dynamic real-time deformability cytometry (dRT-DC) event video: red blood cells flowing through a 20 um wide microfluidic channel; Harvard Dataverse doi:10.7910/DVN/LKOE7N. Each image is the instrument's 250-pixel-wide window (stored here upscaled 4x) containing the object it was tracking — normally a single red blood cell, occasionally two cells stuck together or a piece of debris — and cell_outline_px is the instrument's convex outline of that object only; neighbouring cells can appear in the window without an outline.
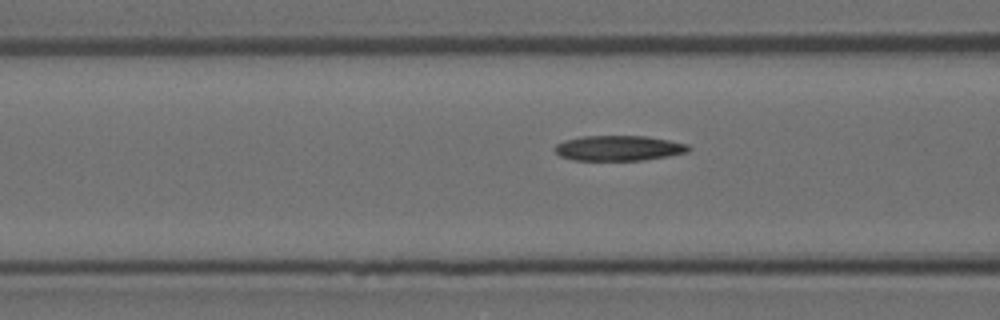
{"species": "Egyptian fruit bat (a non-hibernating species)", "species_latin": "Rousettus aegyptiacus", "temperature_condition": "room temperature", "stored_images_in_passage": 26, "camera_frame_rate_fps": 3000, "um_per_image_px": 0.085, "animal": {"sex": "female"}, "frame": {"image": 1, "passage_image": 4, "time_ms": 1.0, "image_size_px": [1000, 320], "cell_outline_px": [[692, 148], [688, 152], [668, 156], [644, 160], [572, 160], [560, 156], [552, 148], [556, 144], [564, 140], [580, 136], [648, 136], [688, 144]], "centroid_in_image_um": [52.58, 12.59], "position_along_channel_um": 114.0, "area_um2": 19.83}}
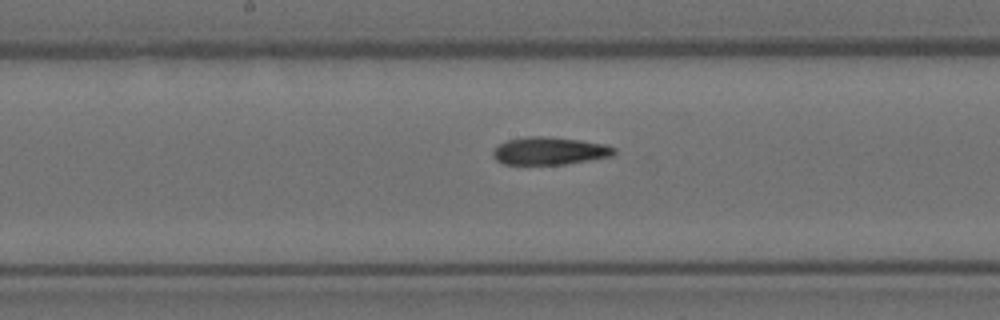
{"frame": {"image": 2, "passage_image": 11, "time_ms": 3.333, "image_size_px": [1000, 320], "cell_outline_px": [[616, 152], [612, 156], [564, 164], [504, 164], [496, 160], [492, 156], [492, 152], [500, 144], [508, 140], [528, 136], [544, 136], [580, 140], [604, 144], [616, 148]], "centroid_in_image_um": [46.71, 12.82], "position_along_channel_um": 201.5, "area_um2": 19.36}}
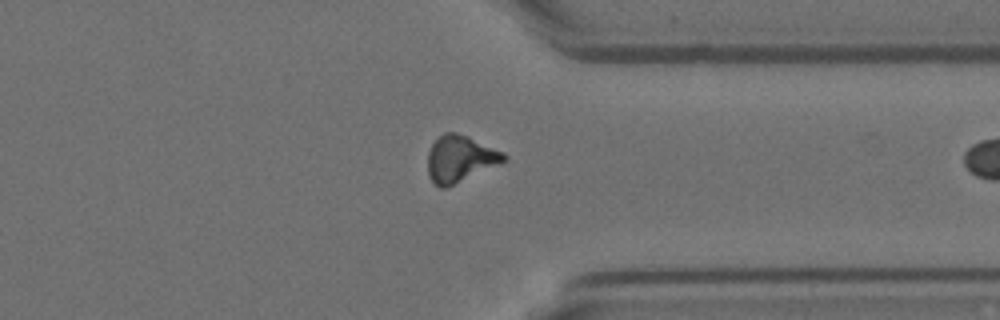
{"frame": {"image": 3, "passage_image": 25, "time_ms": 8.0, "image_size_px": [1000, 320], "cell_outline_px": [[508, 160], [500, 164], [444, 188], [440, 188], [428, 176], [428, 152], [432, 144], [444, 132], [456, 132], [468, 136], [504, 152], [508, 156]], "centroid_in_image_um": [39.13, 13.48], "position_along_channel_um": 372.3, "area_um2": 20.58}}